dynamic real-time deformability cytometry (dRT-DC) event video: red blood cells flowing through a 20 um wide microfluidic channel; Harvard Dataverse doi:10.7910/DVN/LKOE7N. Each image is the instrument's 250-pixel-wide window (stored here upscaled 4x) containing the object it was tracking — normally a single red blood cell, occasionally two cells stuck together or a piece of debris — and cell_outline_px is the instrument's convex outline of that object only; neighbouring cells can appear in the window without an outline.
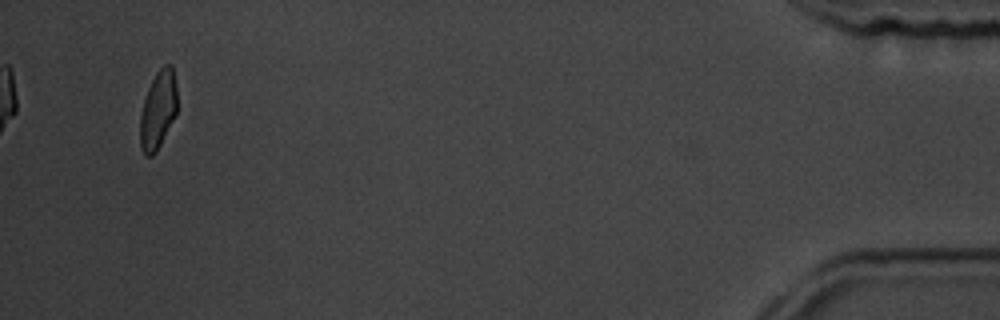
{"species": "common noctule bat (a hibernating species)", "species_latin": "Nyctalus noctula", "temperature_condition": "room temperature", "stored_images_in_passage": 13, "camera_frame_rate_fps": 3000, "um_per_image_px": 0.085, "animal": {"sex": "male", "body_mass_g": 19.5, "forearm_length_mm": 54.6}, "frame": {"image": 1, "passage_image": 13, "time_ms": 14.0, "image_size_px": [1000, 320], "cell_outline_px": [[176, 116], [156, 152], [152, 156], [144, 156], [140, 148], [140, 112], [148, 88], [156, 72], [164, 64], [172, 64], [176, 88]], "centroid_in_image_um": [13.42, 9.37], "position_along_channel_um": 421.8, "area_um2": 16.99}}